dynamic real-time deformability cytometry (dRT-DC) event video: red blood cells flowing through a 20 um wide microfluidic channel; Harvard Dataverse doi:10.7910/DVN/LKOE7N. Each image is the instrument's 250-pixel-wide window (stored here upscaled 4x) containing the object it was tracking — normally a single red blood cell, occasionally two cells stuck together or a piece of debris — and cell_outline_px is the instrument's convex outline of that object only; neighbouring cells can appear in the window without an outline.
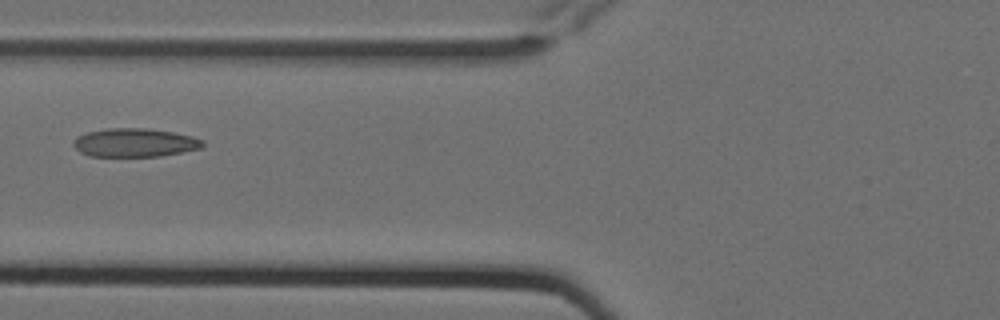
{"species": "Egyptian fruit bat (a non-hibernating species)", "species_latin": "Rousettus aegyptiacus", "temperature_condition": "cold", "stored_images_in_passage": 16, "camera_frame_rate_fps": 3000, "um_per_image_px": 0.085, "animal": {"sex": "female"}, "frame": {"image": 1, "passage_image": 7, "time_ms": 2.0, "image_size_px": [1000, 320], "cell_outline_px": [[204, 144], [200, 148], [160, 156], [88, 156], [80, 152], [72, 144], [76, 136], [88, 132], [108, 128], [148, 128], [172, 132], [192, 136], [204, 140]], "centroid_in_image_um": [11.43, 12.12], "position_along_channel_um": 114.4, "area_um2": 21.44}}
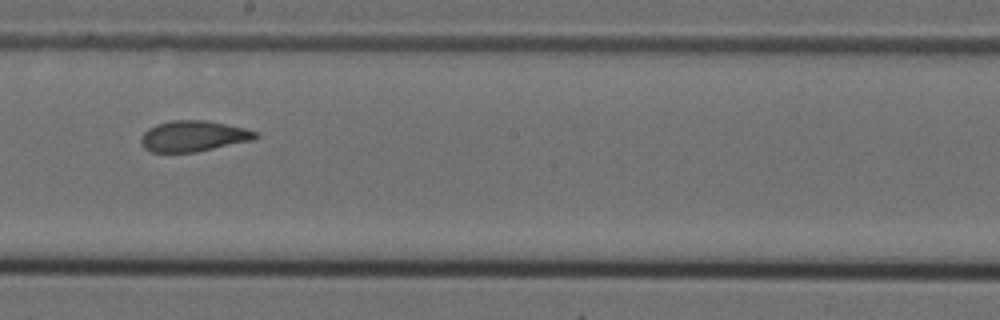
{"frame": {"image": 2, "passage_image": 10, "time_ms": 3.0, "image_size_px": [1000, 320], "cell_outline_px": [[260, 136], [252, 140], [196, 152], [152, 152], [144, 148], [140, 144], [140, 140], [144, 132], [148, 128], [156, 124], [172, 120], [208, 120], [244, 128], [256, 132]], "centroid_in_image_um": [16.41, 11.57], "position_along_channel_um": 231.8, "area_um2": 20.58}}
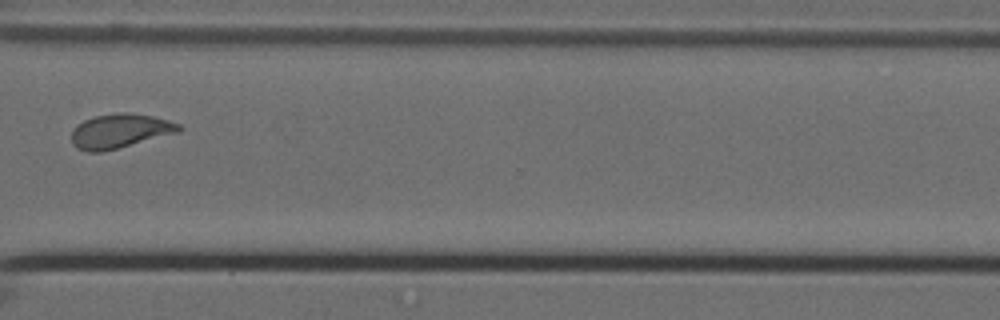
{"frame": {"image": 3, "passage_image": 13, "time_ms": 4.0, "image_size_px": [1000, 320], "cell_outline_px": [[184, 128], [180, 132], [100, 152], [88, 152], [76, 148], [72, 144], [72, 132], [76, 124], [92, 116], [120, 112], [128, 112], [152, 116], [168, 120], [180, 124]], "centroid_in_image_um": [10.19, 11.12], "position_along_channel_um": 360.4, "area_um2": 21.5}}